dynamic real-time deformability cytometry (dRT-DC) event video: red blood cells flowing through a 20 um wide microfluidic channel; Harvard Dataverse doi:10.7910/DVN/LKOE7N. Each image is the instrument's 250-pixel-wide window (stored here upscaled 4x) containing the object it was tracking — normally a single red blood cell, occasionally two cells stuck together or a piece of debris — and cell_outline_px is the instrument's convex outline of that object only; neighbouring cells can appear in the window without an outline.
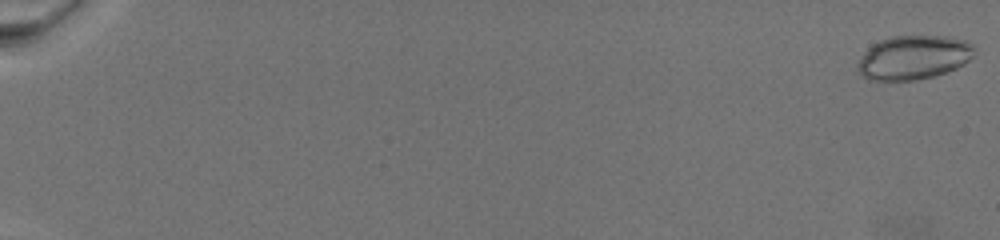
{"species": "common noctule bat (a hibernating species)", "species_latin": "Nyctalus noctula", "temperature_condition": "warm", "stored_images_in_passage": 27, "camera_frame_rate_fps": 3000, "um_per_image_px": 0.085, "animal": {"sex": "female", "body_mass_g": 19.5, "forearm_length_mm": 54.1}, "frame": {"image": 1, "passage_image": 1, "time_ms": 0.0, "image_size_px": [1000, 240], "cell_outline_px": [[976, 52], [964, 64], [956, 68], [932, 76], [916, 80], [868, 80], [856, 68], [856, 64], [860, 56], [872, 44], [880, 40], [892, 36], [948, 36], [964, 40], [972, 44], [976, 48]], "centroid_in_image_um": [77.64, 4.87], "position_along_channel_um": 7.4, "area_um2": 30.0}}